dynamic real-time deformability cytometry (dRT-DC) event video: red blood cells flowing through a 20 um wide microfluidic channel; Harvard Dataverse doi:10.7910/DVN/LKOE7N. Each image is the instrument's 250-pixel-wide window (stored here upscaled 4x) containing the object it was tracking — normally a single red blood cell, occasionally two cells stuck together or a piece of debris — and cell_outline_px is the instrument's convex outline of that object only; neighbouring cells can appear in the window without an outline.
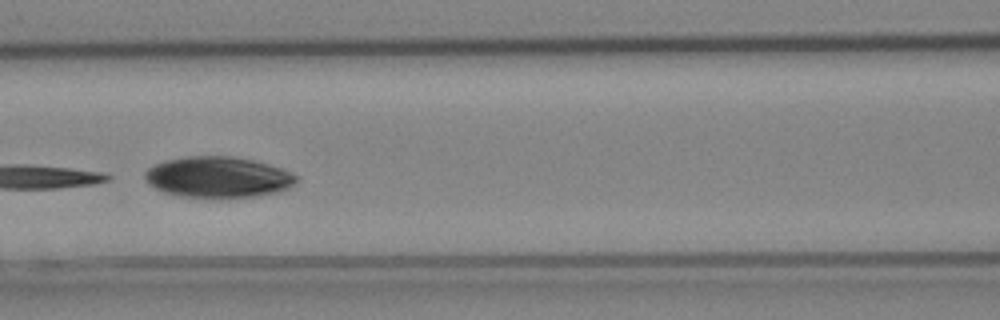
{"species": "Egyptian fruit bat (a non-hibernating species)", "species_latin": "Rousettus aegyptiacus", "temperature_condition": "cold", "stored_images_in_passage": 8, "camera_frame_rate_fps": 3000, "um_per_image_px": 0.085, "animal": {"sex": "female"}, "frame": {"image": 1, "passage_image": 7, "time_ms": 2.0, "image_size_px": [1000, 320], "cell_outline_px": [[296, 180], [288, 188], [280, 192], [256, 196], [228, 200], [220, 200], [180, 196], [164, 192], [148, 184], [144, 176], [144, 172], [148, 168], [156, 164], [168, 160], [188, 156], [232, 156], [252, 160], [268, 164], [280, 168], [296, 176]], "centroid_in_image_um": [18.51, 15.1], "position_along_channel_um": 148.1, "area_um2": 36.65}}